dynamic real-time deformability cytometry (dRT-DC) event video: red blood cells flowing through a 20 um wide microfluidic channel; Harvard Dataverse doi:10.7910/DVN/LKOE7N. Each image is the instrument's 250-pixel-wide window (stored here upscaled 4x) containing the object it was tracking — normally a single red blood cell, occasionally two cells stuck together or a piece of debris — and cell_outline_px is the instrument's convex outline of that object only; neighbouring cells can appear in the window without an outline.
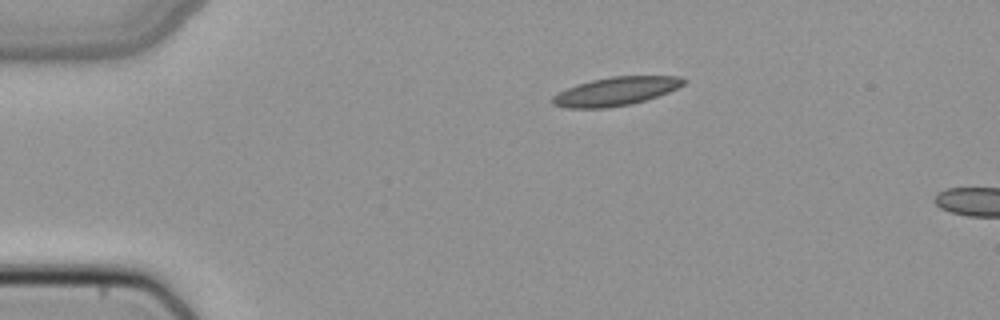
{"species": "common noctule bat (a hibernating species)", "species_latin": "Nyctalus noctula", "temperature_condition": "cold", "stored_images_in_passage": 4, "camera_frame_rate_fps": 3000, "um_per_image_px": 0.085, "animal": {"sex": "female", "body_mass_g": 22.7, "forearm_length_mm": 54.2}, "frame": {"image": 1, "passage_image": 1, "time_ms": 0.0, "image_size_px": [1000, 320], "cell_outline_px": [[688, 80], [684, 84], [668, 92], [632, 104], [608, 108], [564, 108], [552, 104], [552, 96], [576, 84], [592, 80], [612, 76], [680, 76]], "centroid_in_image_um": [52.33, 7.76], "position_along_channel_um": 32.7, "area_um2": 21.73}}